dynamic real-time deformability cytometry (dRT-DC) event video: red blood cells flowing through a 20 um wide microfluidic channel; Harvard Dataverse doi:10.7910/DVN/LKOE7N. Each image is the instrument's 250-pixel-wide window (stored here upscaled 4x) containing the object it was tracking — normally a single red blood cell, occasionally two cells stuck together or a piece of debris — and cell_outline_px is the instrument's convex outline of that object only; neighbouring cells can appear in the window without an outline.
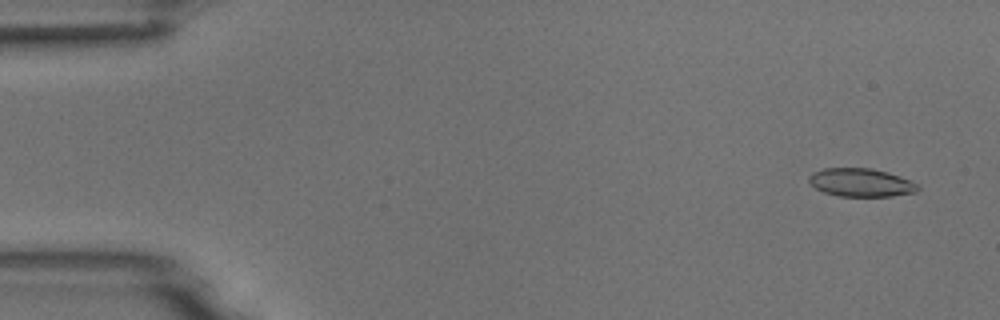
{"species": "common noctule bat (a hibernating species)", "species_latin": "Nyctalus noctula", "temperature_condition": "room temperature", "stored_images_in_passage": 5, "camera_frame_rate_fps": 3000, "um_per_image_px": 0.085, "animal": {"sex": "male", "body_mass_g": 18.8}, "frame": {"image": 1, "passage_image": 1, "time_ms": 0.0, "image_size_px": [1000, 320], "cell_outline_px": [[920, 188], [916, 192], [892, 196], [840, 196], [824, 192], [816, 188], [808, 180], [808, 176], [812, 172], [824, 168], [872, 168], [888, 172], [908, 180], [916, 184]], "centroid_in_image_um": [73.15, 15.51], "position_along_channel_um": 11.8, "area_um2": 17.8}}
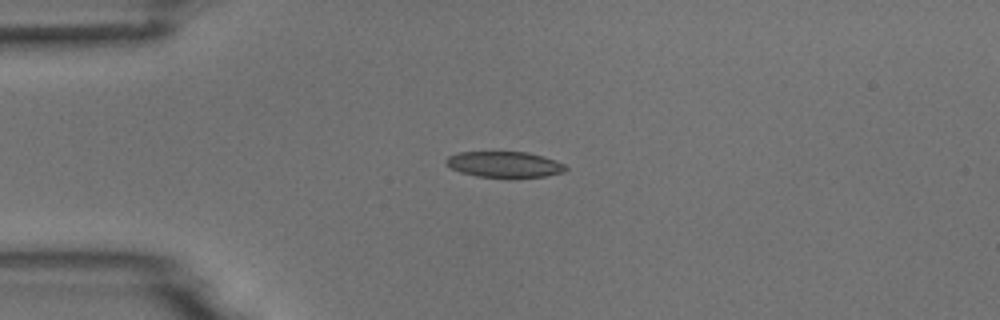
{"frame": {"image": 2, "passage_image": 4, "time_ms": 3.333, "image_size_px": [1000, 320], "cell_outline_px": [[568, 168], [564, 172], [548, 176], [512, 180], [508, 180], [476, 176], [460, 172], [444, 164], [444, 160], [448, 156], [460, 152], [528, 152], [544, 156], [556, 160], [564, 164]], "centroid_in_image_um": [42.91, 14.02], "position_along_channel_um": 42.1, "area_um2": 18.96}}